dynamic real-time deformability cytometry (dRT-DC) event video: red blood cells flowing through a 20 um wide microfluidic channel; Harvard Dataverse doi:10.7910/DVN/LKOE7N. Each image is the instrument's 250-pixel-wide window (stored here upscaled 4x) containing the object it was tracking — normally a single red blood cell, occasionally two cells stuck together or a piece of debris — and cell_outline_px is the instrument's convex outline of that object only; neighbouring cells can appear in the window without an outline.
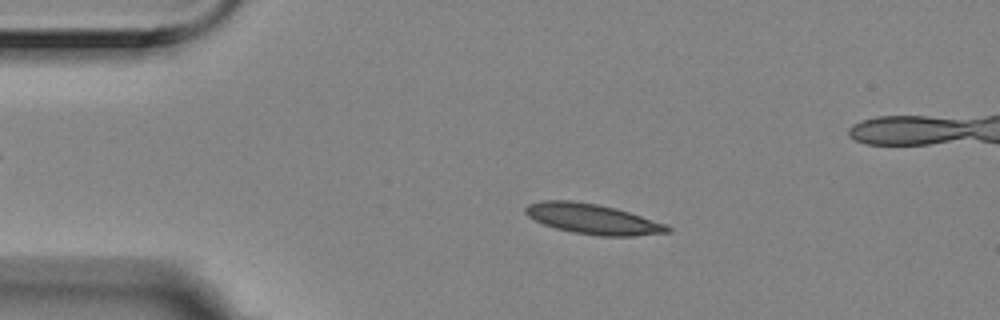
{"species": "Egyptian fruit bat (a non-hibernating species)", "species_latin": "Rousettus aegyptiacus", "temperature_condition": "room temperature", "stored_images_in_passage": 5, "segment_of_instrument_passage": [1, 2], "camera_frame_rate_fps": 3000, "um_per_image_px": 0.085, "animal": {"sex": "female"}, "frame": {"image": 1, "passage_image": 3, "time_ms": 0.667, "image_size_px": [1000, 320], "cell_outline_px": [[672, 232], [636, 236], [600, 236], [572, 232], [556, 228], [544, 224], [528, 216], [524, 212], [524, 208], [528, 204], [544, 200], [572, 200], [596, 204], [616, 208], [668, 224], [672, 228]], "centroid_in_image_um": [50.43, 18.62], "position_along_channel_um": 34.6, "area_um2": 25.14}}